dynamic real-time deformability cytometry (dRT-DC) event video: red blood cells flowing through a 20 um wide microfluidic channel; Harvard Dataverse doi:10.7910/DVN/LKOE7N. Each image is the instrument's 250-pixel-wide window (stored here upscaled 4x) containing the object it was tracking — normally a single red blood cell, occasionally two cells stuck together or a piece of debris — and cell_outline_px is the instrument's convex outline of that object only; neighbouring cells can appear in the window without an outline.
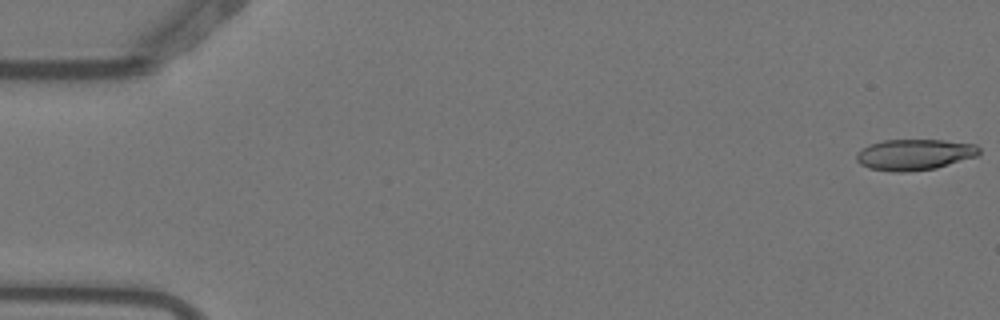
{"species": "Egyptian fruit bat (a non-hibernating species)", "species_latin": "Rousettus aegyptiacus", "temperature_condition": "warm", "stored_images_in_passage": 5, "camera_frame_rate_fps": 3000, "um_per_image_px": 0.085, "animal": {"sex": "female"}, "frame": {"image": 1, "passage_image": 1, "time_ms": 0.0, "image_size_px": [1000, 320], "cell_outline_px": [[980, 152], [976, 156], [936, 168], [908, 172], [892, 172], [868, 168], [860, 164], [856, 160], [856, 152], [868, 144], [884, 140], [944, 140], [976, 144], [980, 148]], "centroid_in_image_um": [77.7, 13.14], "position_along_channel_um": 7.3, "area_um2": 22.31}}
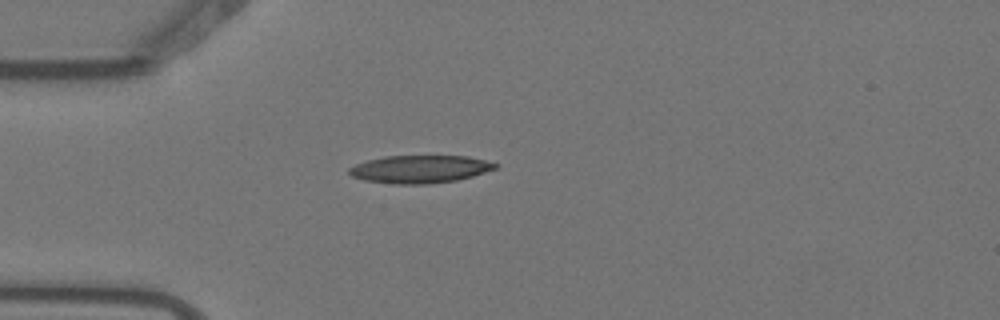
{"frame": {"image": 2, "passage_image": 5, "time_ms": 1.333, "image_size_px": [1000, 320], "cell_outline_px": [[500, 164], [496, 168], [472, 176], [456, 180], [428, 184], [392, 184], [364, 180], [352, 176], [348, 172], [348, 168], [356, 164], [368, 160], [384, 156], [468, 156]], "centroid_in_image_um": [35.67, 14.38], "position_along_channel_um": 49.3, "area_um2": 23.58}}